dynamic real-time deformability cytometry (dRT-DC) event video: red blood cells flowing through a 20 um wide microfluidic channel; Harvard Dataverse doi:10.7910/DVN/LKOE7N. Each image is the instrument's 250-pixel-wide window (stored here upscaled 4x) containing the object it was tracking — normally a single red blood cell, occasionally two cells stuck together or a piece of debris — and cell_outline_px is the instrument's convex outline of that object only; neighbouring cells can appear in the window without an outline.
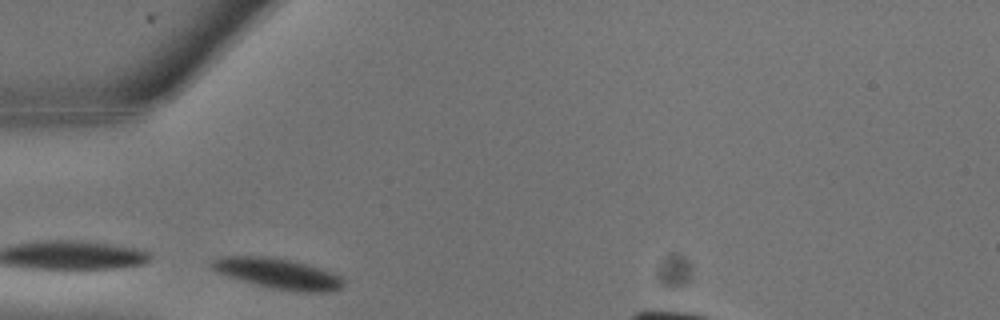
{"species": "common noctule bat (a hibernating species)", "species_latin": "Nyctalus noctula", "temperature_condition": "warm", "stored_images_in_passage": 4, "camera_frame_rate_fps": 3000, "um_per_image_px": 0.085, "animal": {"sex": "male", "body_mass_g": 13.3}, "frame": {"image": 1, "passage_image": 1, "time_ms": 0.0, "image_size_px": [1000, 320], "cell_outline_px": [[344, 284], [340, 288], [332, 292], [300, 292], [272, 288], [240, 280], [216, 272], [208, 268], [208, 264], [212, 260], [220, 256], [272, 256], [320, 268], [332, 272], [340, 276], [344, 280]], "centroid_in_image_um": [23.58, 23.25], "position_along_channel_um": 61.4, "area_um2": 23.52}}